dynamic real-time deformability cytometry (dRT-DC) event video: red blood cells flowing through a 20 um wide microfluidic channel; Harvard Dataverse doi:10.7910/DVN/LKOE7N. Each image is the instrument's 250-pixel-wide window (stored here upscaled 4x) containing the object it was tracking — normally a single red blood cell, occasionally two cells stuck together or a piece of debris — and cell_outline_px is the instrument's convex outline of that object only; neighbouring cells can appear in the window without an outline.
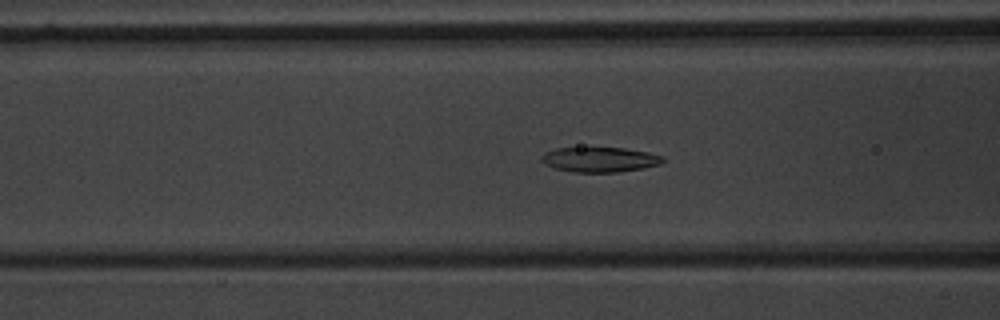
{"species": "common noctule bat (a hibernating species)", "species_latin": "Nyctalus noctula", "temperature_condition": "warm", "stored_images_in_passage": 40, "camera_frame_rate_fps": 3000, "um_per_image_px": 0.085, "animal": {"sex": "male", "body_mass_g": 20.1, "forearm_length_mm": 53.5}, "frame": {"image": 1, "passage_image": 22, "time_ms": 7.0, "image_size_px": [1000, 320], "cell_outline_px": [[664, 160], [660, 164], [644, 168], [616, 172], [572, 172], [556, 168], [544, 164], [540, 160], [540, 156], [544, 152], [556, 148], [624, 148], [648, 152], [664, 156]], "centroid_in_image_um": [50.96, 13.56], "position_along_channel_um": 115.6, "area_um2": 17.69}}
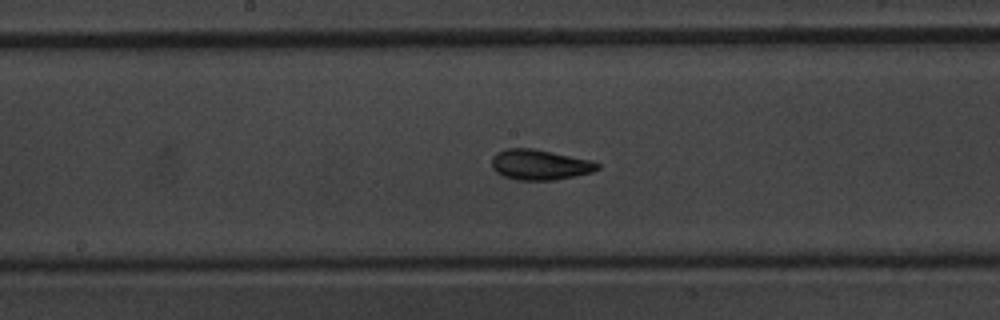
{"frame": {"image": 2, "passage_image": 29, "time_ms": 9.333, "image_size_px": [1000, 320], "cell_outline_px": [[600, 168], [592, 172], [556, 180], [516, 180], [504, 176], [496, 172], [492, 168], [492, 156], [496, 152], [504, 148], [532, 148], [592, 160], [600, 164]], "centroid_in_image_um": [45.87, 13.99], "position_along_channel_um": 202.3, "area_um2": 18.84}}
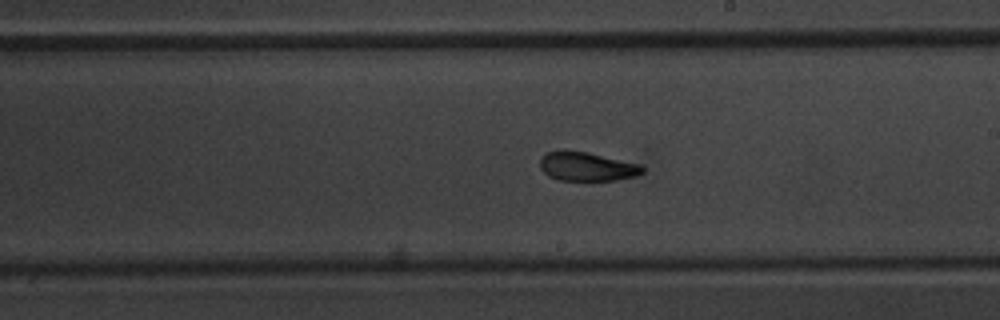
{"frame": {"image": 3, "passage_image": 32, "time_ms": 10.333, "image_size_px": [1000, 320], "cell_outline_px": [[644, 172], [636, 176], [616, 180], [588, 184], [556, 180], [548, 176], [540, 168], [540, 156], [544, 152], [560, 148], [564, 148], [588, 152], [640, 164], [644, 168]], "centroid_in_image_um": [49.82, 14.18], "position_along_channel_um": 239.2, "area_um2": 18.67}}